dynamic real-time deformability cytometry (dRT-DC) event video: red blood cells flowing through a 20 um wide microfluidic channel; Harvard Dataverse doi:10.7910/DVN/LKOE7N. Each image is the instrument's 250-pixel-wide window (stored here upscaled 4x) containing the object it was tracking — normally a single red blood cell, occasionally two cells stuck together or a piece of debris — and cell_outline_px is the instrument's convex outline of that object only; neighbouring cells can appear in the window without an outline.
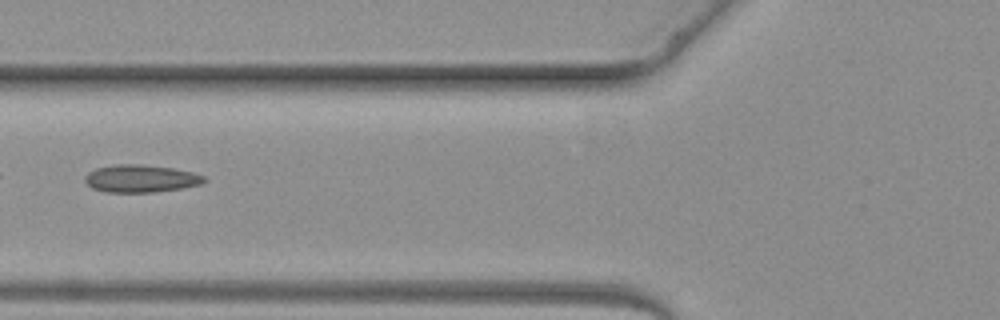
{"species": "common noctule bat (a hibernating species)", "species_latin": "Nyctalus noctula", "temperature_condition": "warm", "stored_images_in_passage": 5, "camera_frame_rate_fps": 3000, "um_per_image_px": 0.085, "animal": {"sex": "female", "body_mass_g": 19.3, "forearm_length_mm": 54.1}, "frame": {"image": 1, "passage_image": 5, "time_ms": 5.333, "image_size_px": [1000, 320], "cell_outline_px": [[208, 180], [200, 184], [180, 188], [152, 192], [104, 192], [92, 188], [84, 180], [84, 176], [88, 172], [96, 168], [112, 164], [140, 164], [172, 168], [192, 172], [204, 176]], "centroid_in_image_um": [11.92, 15.17], "position_along_channel_um": 113.9, "area_um2": 19.13}}